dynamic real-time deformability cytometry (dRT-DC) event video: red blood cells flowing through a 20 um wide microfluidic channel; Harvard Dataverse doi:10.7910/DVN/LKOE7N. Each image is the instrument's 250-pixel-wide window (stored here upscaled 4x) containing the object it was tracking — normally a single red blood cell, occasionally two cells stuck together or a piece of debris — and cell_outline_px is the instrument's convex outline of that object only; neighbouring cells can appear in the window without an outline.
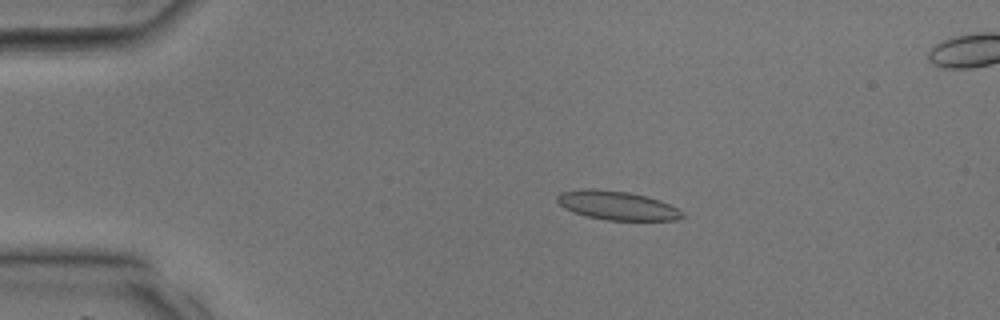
{"species": "common noctule bat (a hibernating species)", "species_latin": "Nyctalus noctula", "temperature_condition": "room temperature", "stored_images_in_passage": 39, "segment_of_instrument_passage": [1, 2], "camera_frame_rate_fps": 3000, "um_per_image_px": 0.085, "animal": {"sex": "male", "body_mass_g": 17.9, "forearm_length_mm": 54.2}, "frame": {"image": 1, "passage_image": 8, "time_ms": 2.333, "image_size_px": [1000, 320], "cell_outline_px": [[684, 216], [676, 220], [608, 220], [588, 216], [572, 212], [564, 208], [556, 200], [556, 196], [560, 192], [588, 188], [592, 188], [628, 192], [660, 200], [684, 212]], "centroid_in_image_um": [52.42, 17.46], "position_along_channel_um": 32.6, "area_um2": 20.92}}
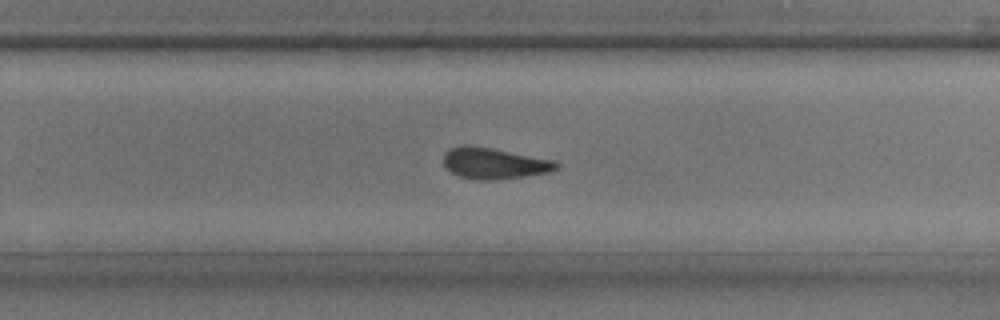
{"frame": {"image": 2, "passage_image": 25, "time_ms": 8.0, "image_size_px": [1000, 320], "cell_outline_px": [[560, 164], [556, 168], [548, 172], [524, 176], [488, 180], [484, 180], [460, 176], [452, 172], [444, 164], [444, 152], [448, 148], [460, 144], [468, 144], [492, 148], [556, 160]], "centroid_in_image_um": [41.99, 13.85], "position_along_channel_um": 287.8, "area_um2": 20.4}}
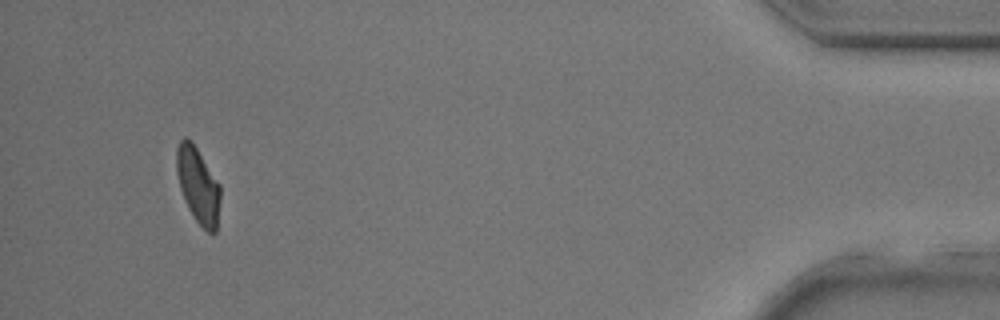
{"frame": {"image": 3, "passage_image": 36, "time_ms": 11.667, "image_size_px": [1000, 320], "cell_outline_px": [[220, 200], [216, 232], [208, 232], [196, 220], [188, 208], [184, 200], [180, 188], [176, 172], [176, 148], [180, 140], [184, 136], [192, 140], [220, 184]], "centroid_in_image_um": [16.82, 15.7], "position_along_channel_um": 418.4, "area_um2": 19.42}}